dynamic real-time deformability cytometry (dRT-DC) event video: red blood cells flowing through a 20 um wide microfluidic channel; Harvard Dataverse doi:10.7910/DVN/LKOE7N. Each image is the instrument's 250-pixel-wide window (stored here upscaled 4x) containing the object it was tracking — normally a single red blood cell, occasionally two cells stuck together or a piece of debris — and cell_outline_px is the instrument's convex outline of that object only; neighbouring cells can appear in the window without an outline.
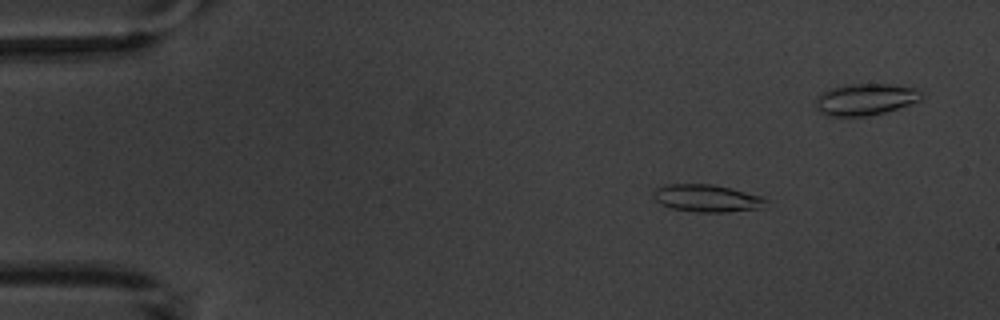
{"species": "common noctule bat (a hibernating species)", "species_latin": "Nyctalus noctula", "temperature_condition": "warm", "stored_images_in_passage": 8, "camera_frame_rate_fps": 3000, "um_per_image_px": 0.085, "animal": {"sex": "male", "body_mass_g": 20.1, "forearm_length_mm": 53.5}, "frame": {"image": 1, "passage_image": 3, "time_ms": 2.333, "image_size_px": [1000, 320], "cell_outline_px": [[768, 200], [764, 208], [724, 212], [696, 212], [672, 208], [656, 200], [652, 196], [652, 192], [656, 188], [668, 184], [712, 184], [760, 196]], "centroid_in_image_um": [60.08, 16.85], "position_along_channel_um": 24.9, "area_um2": 17.74}}
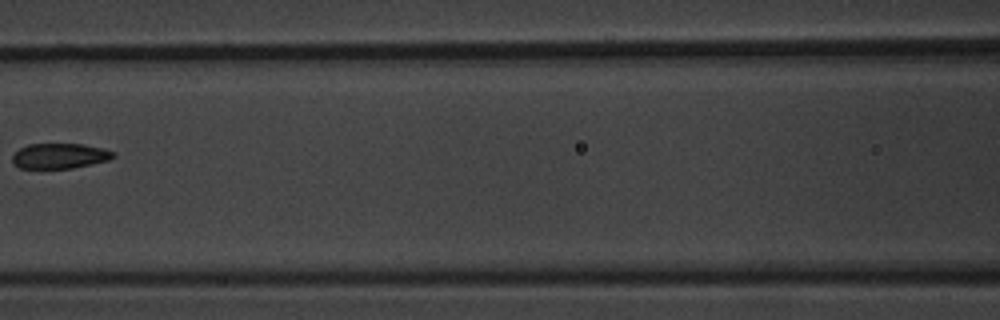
{"frame": {"image": 2, "passage_image": 7, "time_ms": 10.0, "image_size_px": [1000, 320], "cell_outline_px": [[116, 156], [108, 160], [72, 168], [20, 168], [12, 164], [12, 156], [20, 148], [28, 144], [84, 144], [104, 148], [116, 152]], "centroid_in_image_um": [5.09, 13.25], "position_along_channel_um": 161.5, "area_um2": 14.91}}
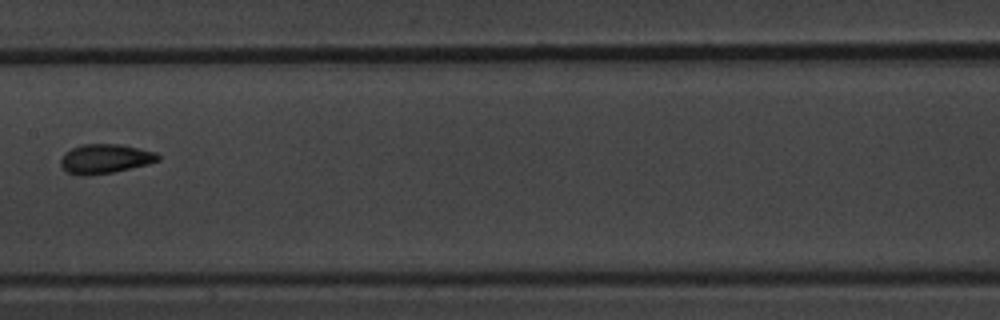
{"frame": {"image": 3, "passage_image": 8, "time_ms": 11.0, "image_size_px": [1000, 320], "cell_outline_px": [[160, 160], [148, 164], [112, 172], [88, 176], [80, 176], [68, 172], [60, 164], [60, 160], [64, 152], [80, 144], [120, 144], [156, 152], [160, 156]], "centroid_in_image_um": [8.92, 13.49], "position_along_channel_um": 198.5, "area_um2": 16.7}}